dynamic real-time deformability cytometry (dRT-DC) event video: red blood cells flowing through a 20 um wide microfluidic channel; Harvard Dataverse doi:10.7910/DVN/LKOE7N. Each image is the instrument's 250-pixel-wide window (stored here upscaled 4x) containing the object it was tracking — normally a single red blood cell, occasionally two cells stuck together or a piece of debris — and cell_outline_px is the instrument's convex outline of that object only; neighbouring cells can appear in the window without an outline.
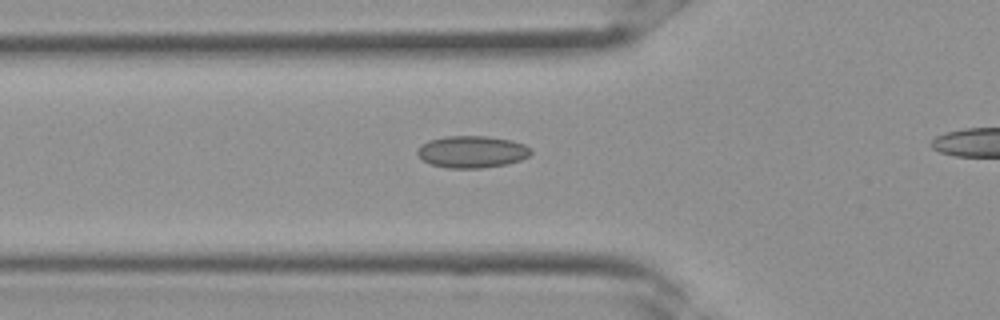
{"species": "Egyptian fruit bat (a non-hibernating species)", "species_latin": "Rousettus aegyptiacus", "temperature_condition": "room temperature", "stored_images_in_passage": 28, "camera_frame_rate_fps": 3000, "um_per_image_px": 0.085, "frame": {"image": 1, "passage_image": 10, "time_ms": 3.0, "image_size_px": [1000, 320], "cell_outline_px": [[532, 152], [528, 156], [520, 160], [508, 164], [480, 168], [448, 168], [428, 164], [416, 152], [420, 144], [428, 140], [444, 136], [484, 136], [512, 140], [524, 144]], "centroid_in_image_um": [40.08, 12.9], "position_along_channel_um": 85.7, "area_um2": 21.21}}
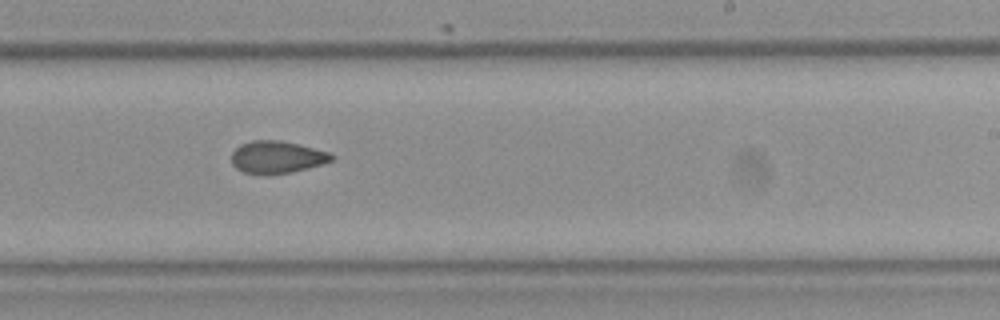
{"frame": {"image": 2, "passage_image": 19, "time_ms": 6.0, "image_size_px": [1000, 320], "cell_outline_px": [[332, 160], [308, 168], [292, 172], [244, 172], [236, 168], [232, 164], [232, 152], [240, 144], [252, 140], [280, 140], [300, 144], [328, 152], [332, 156]], "centroid_in_image_um": [23.52, 13.31], "position_along_channel_um": 265.5, "area_um2": 18.26}}
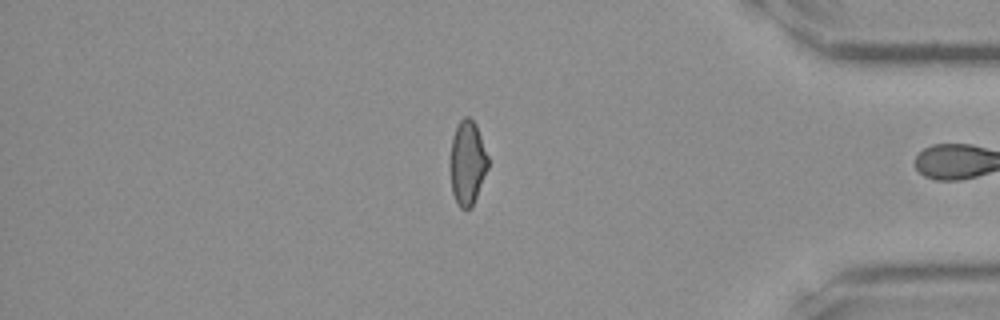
{"frame": {"image": 3, "passage_image": 27, "time_ms": 8.667, "image_size_px": [1000, 320], "cell_outline_px": [[488, 168], [472, 208], [460, 208], [456, 204], [452, 192], [448, 164], [452, 136], [460, 120], [464, 116], [468, 116], [476, 124], [488, 156]], "centroid_in_image_um": [39.69, 13.85], "position_along_channel_um": 395.5, "area_um2": 19.02}}